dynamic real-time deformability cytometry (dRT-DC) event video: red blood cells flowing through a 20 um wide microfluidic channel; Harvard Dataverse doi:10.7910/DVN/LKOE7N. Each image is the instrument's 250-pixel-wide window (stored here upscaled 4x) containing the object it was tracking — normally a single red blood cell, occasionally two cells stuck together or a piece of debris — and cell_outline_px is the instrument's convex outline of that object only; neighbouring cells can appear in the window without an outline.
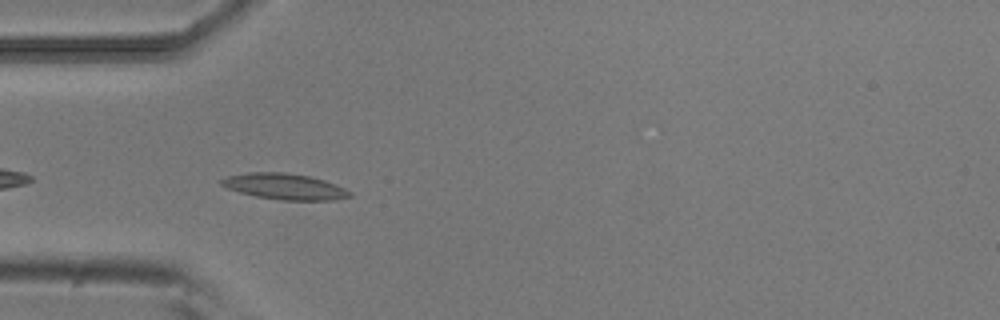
{"species": "common noctule bat (a hibernating species)", "species_latin": "Nyctalus noctula", "temperature_condition": "room temperature", "stored_images_in_passage": 9, "camera_frame_rate_fps": 3000, "um_per_image_px": 0.085, "animal": {"sex": "male", "body_mass_g": 20.5, "forearm_length_mm": 52.5}, "frame": {"image": 1, "passage_image": 3, "time_ms": 0.667, "image_size_px": [1000, 320], "cell_outline_px": [[352, 196], [336, 200], [280, 200], [256, 196], [240, 192], [228, 188], [220, 184], [220, 180], [228, 176], [248, 172], [284, 172], [308, 176], [324, 180], [336, 184], [352, 192]], "centroid_in_image_um": [24.22, 15.85], "position_along_channel_um": 60.8, "area_um2": 19.36}}
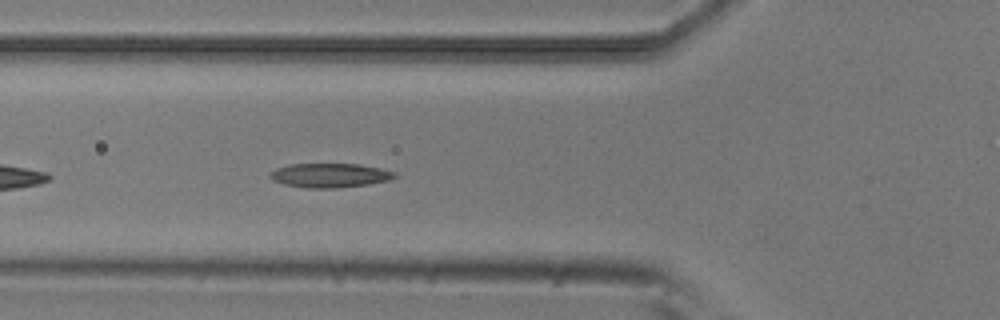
{"frame": {"image": 2, "passage_image": 6, "time_ms": 1.667, "image_size_px": [1000, 320], "cell_outline_px": [[396, 176], [388, 180], [368, 184], [336, 188], [308, 188], [284, 184], [272, 180], [268, 176], [276, 168], [292, 164], [360, 164], [380, 168], [396, 172]], "centroid_in_image_um": [28.03, 14.9], "position_along_channel_um": 97.8, "area_um2": 17.46}}